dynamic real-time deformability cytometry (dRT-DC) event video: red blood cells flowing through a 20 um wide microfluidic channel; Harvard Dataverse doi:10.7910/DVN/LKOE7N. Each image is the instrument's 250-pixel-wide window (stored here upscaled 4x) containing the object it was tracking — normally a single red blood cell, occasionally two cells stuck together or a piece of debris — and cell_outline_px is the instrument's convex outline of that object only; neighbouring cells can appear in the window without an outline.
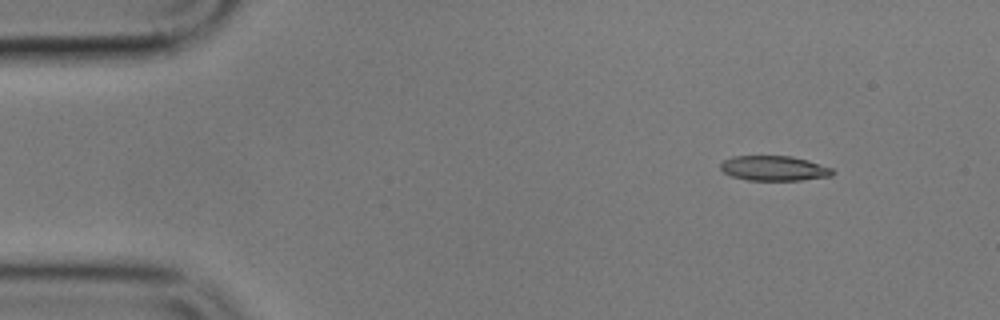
{"species": "common noctule bat (a hibernating species)", "species_latin": "Nyctalus noctula", "temperature_condition": "cold", "stored_images_in_passage": 5, "camera_frame_rate_fps": 3000, "um_per_image_px": 0.085, "animal": {"sex": "male", "body_mass_g": 17.9}, "frame": {"image": 1, "passage_image": 2, "time_ms": 1.333, "image_size_px": [1000, 320], "cell_outline_px": [[836, 172], [832, 176], [800, 180], [748, 180], [732, 176], [724, 172], [720, 168], [720, 164], [724, 160], [732, 156], [792, 156], [808, 160], [832, 168]], "centroid_in_image_um": [65.81, 14.3], "position_along_channel_um": 19.2, "area_um2": 16.3}}
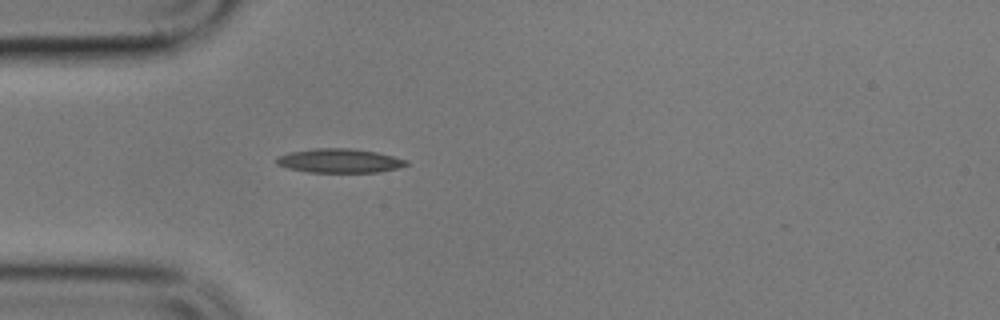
{"frame": {"image": 2, "passage_image": 5, "time_ms": 4.667, "image_size_px": [1000, 320], "cell_outline_px": [[408, 164], [396, 168], [380, 172], [308, 172], [288, 168], [276, 164], [276, 156], [288, 152], [316, 148], [352, 148], [376, 152], [408, 160]], "centroid_in_image_um": [28.82, 13.66], "position_along_channel_um": 56.2, "area_um2": 18.21}}